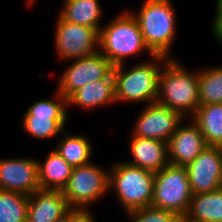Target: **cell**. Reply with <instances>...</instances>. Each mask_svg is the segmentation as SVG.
<instances>
[{"instance_id":"44dd1931","label":"cell","mask_w":222,"mask_h":222,"mask_svg":"<svg viewBox=\"0 0 222 222\" xmlns=\"http://www.w3.org/2000/svg\"><path fill=\"white\" fill-rule=\"evenodd\" d=\"M207 145L222 147V103L198 106L191 117Z\"/></svg>"},{"instance_id":"7402d4cb","label":"cell","mask_w":222,"mask_h":222,"mask_svg":"<svg viewBox=\"0 0 222 222\" xmlns=\"http://www.w3.org/2000/svg\"><path fill=\"white\" fill-rule=\"evenodd\" d=\"M64 138H61L55 146V150L72 166L86 165L91 161L93 147L89 138L85 135H69L64 131Z\"/></svg>"},{"instance_id":"7a4b0ae2","label":"cell","mask_w":222,"mask_h":222,"mask_svg":"<svg viewBox=\"0 0 222 222\" xmlns=\"http://www.w3.org/2000/svg\"><path fill=\"white\" fill-rule=\"evenodd\" d=\"M178 61L172 56L164 63L156 102L190 119L199 106L198 71L189 72Z\"/></svg>"},{"instance_id":"7c38bea8","label":"cell","mask_w":222,"mask_h":222,"mask_svg":"<svg viewBox=\"0 0 222 222\" xmlns=\"http://www.w3.org/2000/svg\"><path fill=\"white\" fill-rule=\"evenodd\" d=\"M192 193L213 192L222 187V147L207 145L186 166Z\"/></svg>"},{"instance_id":"8fae6325","label":"cell","mask_w":222,"mask_h":222,"mask_svg":"<svg viewBox=\"0 0 222 222\" xmlns=\"http://www.w3.org/2000/svg\"><path fill=\"white\" fill-rule=\"evenodd\" d=\"M186 120L177 111L155 102L144 106L130 133L168 143L178 126Z\"/></svg>"},{"instance_id":"cb8c5ba5","label":"cell","mask_w":222,"mask_h":222,"mask_svg":"<svg viewBox=\"0 0 222 222\" xmlns=\"http://www.w3.org/2000/svg\"><path fill=\"white\" fill-rule=\"evenodd\" d=\"M29 196L0 190V222H26Z\"/></svg>"},{"instance_id":"f1b7e54d","label":"cell","mask_w":222,"mask_h":222,"mask_svg":"<svg viewBox=\"0 0 222 222\" xmlns=\"http://www.w3.org/2000/svg\"><path fill=\"white\" fill-rule=\"evenodd\" d=\"M173 222H188L185 216H178Z\"/></svg>"},{"instance_id":"277c9868","label":"cell","mask_w":222,"mask_h":222,"mask_svg":"<svg viewBox=\"0 0 222 222\" xmlns=\"http://www.w3.org/2000/svg\"><path fill=\"white\" fill-rule=\"evenodd\" d=\"M137 19L142 36L148 48L155 55L170 58V51L176 34V15L172 0H144Z\"/></svg>"},{"instance_id":"9c48e42d","label":"cell","mask_w":222,"mask_h":222,"mask_svg":"<svg viewBox=\"0 0 222 222\" xmlns=\"http://www.w3.org/2000/svg\"><path fill=\"white\" fill-rule=\"evenodd\" d=\"M55 28L54 45L59 59L72 62L99 51V32L95 28L67 22L59 14Z\"/></svg>"},{"instance_id":"52a82bcc","label":"cell","mask_w":222,"mask_h":222,"mask_svg":"<svg viewBox=\"0 0 222 222\" xmlns=\"http://www.w3.org/2000/svg\"><path fill=\"white\" fill-rule=\"evenodd\" d=\"M110 171L96 163L73 167L71 176L62 190L69 208L87 210L88 205L104 198L109 189Z\"/></svg>"},{"instance_id":"4316f807","label":"cell","mask_w":222,"mask_h":222,"mask_svg":"<svg viewBox=\"0 0 222 222\" xmlns=\"http://www.w3.org/2000/svg\"><path fill=\"white\" fill-rule=\"evenodd\" d=\"M71 222H95L94 215L91 210H72L71 209Z\"/></svg>"},{"instance_id":"5b68a950","label":"cell","mask_w":222,"mask_h":222,"mask_svg":"<svg viewBox=\"0 0 222 222\" xmlns=\"http://www.w3.org/2000/svg\"><path fill=\"white\" fill-rule=\"evenodd\" d=\"M154 178L155 172L119 161L110 168L109 189L127 214L151 205Z\"/></svg>"},{"instance_id":"30bf717a","label":"cell","mask_w":222,"mask_h":222,"mask_svg":"<svg viewBox=\"0 0 222 222\" xmlns=\"http://www.w3.org/2000/svg\"><path fill=\"white\" fill-rule=\"evenodd\" d=\"M72 61V64L65 68L60 75L57 87V91L66 99L84 85L105 79L113 71L114 67L99 51Z\"/></svg>"},{"instance_id":"83f0119b","label":"cell","mask_w":222,"mask_h":222,"mask_svg":"<svg viewBox=\"0 0 222 222\" xmlns=\"http://www.w3.org/2000/svg\"><path fill=\"white\" fill-rule=\"evenodd\" d=\"M55 222H71V210L65 216Z\"/></svg>"},{"instance_id":"8992f818","label":"cell","mask_w":222,"mask_h":222,"mask_svg":"<svg viewBox=\"0 0 222 222\" xmlns=\"http://www.w3.org/2000/svg\"><path fill=\"white\" fill-rule=\"evenodd\" d=\"M55 99L35 101L25 111L21 127L35 139L49 140L64 133L68 119L67 99L55 91Z\"/></svg>"},{"instance_id":"6da1fadb","label":"cell","mask_w":222,"mask_h":222,"mask_svg":"<svg viewBox=\"0 0 222 222\" xmlns=\"http://www.w3.org/2000/svg\"><path fill=\"white\" fill-rule=\"evenodd\" d=\"M168 57L154 55L151 60L136 63L129 69L125 64L113 67L117 103L151 104L157 101L159 75ZM161 63V64H160Z\"/></svg>"},{"instance_id":"d6986e66","label":"cell","mask_w":222,"mask_h":222,"mask_svg":"<svg viewBox=\"0 0 222 222\" xmlns=\"http://www.w3.org/2000/svg\"><path fill=\"white\" fill-rule=\"evenodd\" d=\"M62 6L59 15L67 22L100 31L104 14L99 0H64Z\"/></svg>"},{"instance_id":"d4e9b609","label":"cell","mask_w":222,"mask_h":222,"mask_svg":"<svg viewBox=\"0 0 222 222\" xmlns=\"http://www.w3.org/2000/svg\"><path fill=\"white\" fill-rule=\"evenodd\" d=\"M132 222H173L178 215L172 211L147 206L128 212Z\"/></svg>"},{"instance_id":"603a6c76","label":"cell","mask_w":222,"mask_h":222,"mask_svg":"<svg viewBox=\"0 0 222 222\" xmlns=\"http://www.w3.org/2000/svg\"><path fill=\"white\" fill-rule=\"evenodd\" d=\"M199 106L222 103V65L198 70Z\"/></svg>"},{"instance_id":"ffe728a7","label":"cell","mask_w":222,"mask_h":222,"mask_svg":"<svg viewBox=\"0 0 222 222\" xmlns=\"http://www.w3.org/2000/svg\"><path fill=\"white\" fill-rule=\"evenodd\" d=\"M185 217L190 222H222V187L213 192L193 194Z\"/></svg>"},{"instance_id":"f546056e","label":"cell","mask_w":222,"mask_h":222,"mask_svg":"<svg viewBox=\"0 0 222 222\" xmlns=\"http://www.w3.org/2000/svg\"><path fill=\"white\" fill-rule=\"evenodd\" d=\"M26 1H27L29 6L32 5L35 2V0H26Z\"/></svg>"},{"instance_id":"9a60e30c","label":"cell","mask_w":222,"mask_h":222,"mask_svg":"<svg viewBox=\"0 0 222 222\" xmlns=\"http://www.w3.org/2000/svg\"><path fill=\"white\" fill-rule=\"evenodd\" d=\"M70 210L62 190L40 188L29 196L26 222H55Z\"/></svg>"},{"instance_id":"4fadbf2b","label":"cell","mask_w":222,"mask_h":222,"mask_svg":"<svg viewBox=\"0 0 222 222\" xmlns=\"http://www.w3.org/2000/svg\"><path fill=\"white\" fill-rule=\"evenodd\" d=\"M40 189L38 160L31 158L0 159V190L30 196Z\"/></svg>"},{"instance_id":"2e32d148","label":"cell","mask_w":222,"mask_h":222,"mask_svg":"<svg viewBox=\"0 0 222 222\" xmlns=\"http://www.w3.org/2000/svg\"><path fill=\"white\" fill-rule=\"evenodd\" d=\"M130 152L133 160L125 161L127 164L140 167L152 172H158L168 162V143L136 137L131 134Z\"/></svg>"},{"instance_id":"ac0fdd59","label":"cell","mask_w":222,"mask_h":222,"mask_svg":"<svg viewBox=\"0 0 222 222\" xmlns=\"http://www.w3.org/2000/svg\"><path fill=\"white\" fill-rule=\"evenodd\" d=\"M73 167L53 148L45 161L38 160V174L41 189L63 190Z\"/></svg>"},{"instance_id":"ba28073f","label":"cell","mask_w":222,"mask_h":222,"mask_svg":"<svg viewBox=\"0 0 222 222\" xmlns=\"http://www.w3.org/2000/svg\"><path fill=\"white\" fill-rule=\"evenodd\" d=\"M192 196L186 167L168 163L155 172L151 206L185 216Z\"/></svg>"},{"instance_id":"5bb4252c","label":"cell","mask_w":222,"mask_h":222,"mask_svg":"<svg viewBox=\"0 0 222 222\" xmlns=\"http://www.w3.org/2000/svg\"><path fill=\"white\" fill-rule=\"evenodd\" d=\"M181 123L168 142V162L186 167L207 146L199 127L190 122Z\"/></svg>"},{"instance_id":"e0dca14e","label":"cell","mask_w":222,"mask_h":222,"mask_svg":"<svg viewBox=\"0 0 222 222\" xmlns=\"http://www.w3.org/2000/svg\"><path fill=\"white\" fill-rule=\"evenodd\" d=\"M113 103L116 104L115 81L112 72L105 79L84 85L67 99L68 107L75 105L87 110Z\"/></svg>"},{"instance_id":"3957f363","label":"cell","mask_w":222,"mask_h":222,"mask_svg":"<svg viewBox=\"0 0 222 222\" xmlns=\"http://www.w3.org/2000/svg\"><path fill=\"white\" fill-rule=\"evenodd\" d=\"M155 54L148 48L142 36L139 23L130 11H125L113 18L99 31V52L113 66L125 64V59L139 53Z\"/></svg>"},{"instance_id":"484cf974","label":"cell","mask_w":222,"mask_h":222,"mask_svg":"<svg viewBox=\"0 0 222 222\" xmlns=\"http://www.w3.org/2000/svg\"><path fill=\"white\" fill-rule=\"evenodd\" d=\"M216 12L212 23V35L218 44H222V0H216Z\"/></svg>"}]
</instances>
